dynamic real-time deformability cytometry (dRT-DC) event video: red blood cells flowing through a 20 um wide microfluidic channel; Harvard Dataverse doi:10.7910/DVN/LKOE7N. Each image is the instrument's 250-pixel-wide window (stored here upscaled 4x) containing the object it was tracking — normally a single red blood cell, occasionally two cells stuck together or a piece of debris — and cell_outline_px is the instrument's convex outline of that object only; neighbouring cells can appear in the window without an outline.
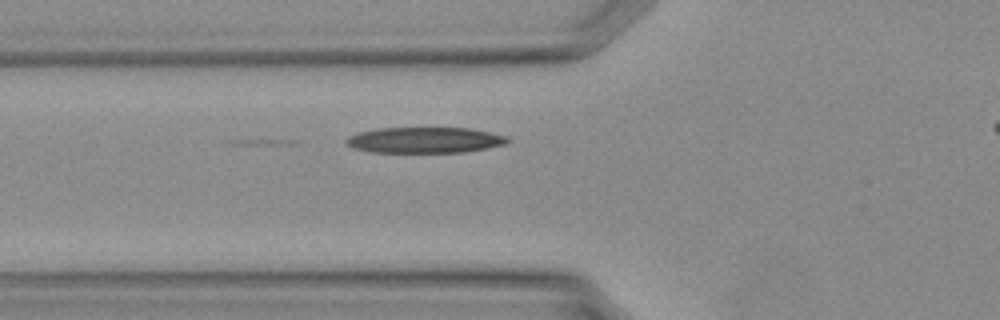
{"species": "Egyptian fruit bat (a non-hibernating species)", "species_latin": "Rousettus aegyptiacus", "temperature_condition": "warm", "stored_images_in_passage": 29, "camera_frame_rate_fps": 3000, "um_per_image_px": 0.085, "animal": {"sex": "female"}, "frame": {"image": 1, "passage_image": 9, "time_ms": 2.667, "image_size_px": [1000, 320], "cell_outline_px": [[508, 144], [488, 148], [464, 152], [372, 152], [352, 148], [344, 144], [344, 140], [348, 136], [360, 132], [376, 128], [472, 128], [508, 136]], "centroid_in_image_um": [36.09, 11.9], "position_along_channel_um": 89.7, "area_um2": 24.51}}